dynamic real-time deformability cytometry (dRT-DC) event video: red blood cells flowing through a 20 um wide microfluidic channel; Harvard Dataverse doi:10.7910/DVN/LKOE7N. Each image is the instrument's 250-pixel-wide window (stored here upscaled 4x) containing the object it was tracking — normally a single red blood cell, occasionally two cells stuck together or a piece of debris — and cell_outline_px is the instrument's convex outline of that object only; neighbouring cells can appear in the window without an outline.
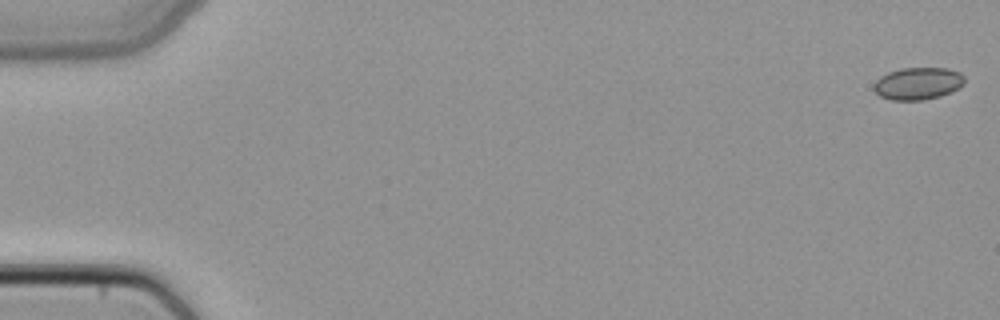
{"species": "common noctule bat (a hibernating species)", "species_latin": "Nyctalus noctula", "temperature_condition": "cold", "stored_images_in_passage": 4, "camera_frame_rate_fps": 3000, "um_per_image_px": 0.085, "animal": {"sex": "female", "body_mass_g": 22.7, "forearm_length_mm": 54.2}, "frame": {"image": 1, "passage_image": 1, "time_ms": 0.0, "image_size_px": [1000, 320], "cell_outline_px": [[964, 84], [952, 92], [940, 96], [924, 100], [892, 100], [880, 96], [872, 88], [876, 80], [880, 76], [888, 72], [900, 68], [948, 68], [960, 72], [964, 76]], "centroid_in_image_um": [78.02, 7.09], "position_along_channel_um": 7.0, "area_um2": 17.22}}